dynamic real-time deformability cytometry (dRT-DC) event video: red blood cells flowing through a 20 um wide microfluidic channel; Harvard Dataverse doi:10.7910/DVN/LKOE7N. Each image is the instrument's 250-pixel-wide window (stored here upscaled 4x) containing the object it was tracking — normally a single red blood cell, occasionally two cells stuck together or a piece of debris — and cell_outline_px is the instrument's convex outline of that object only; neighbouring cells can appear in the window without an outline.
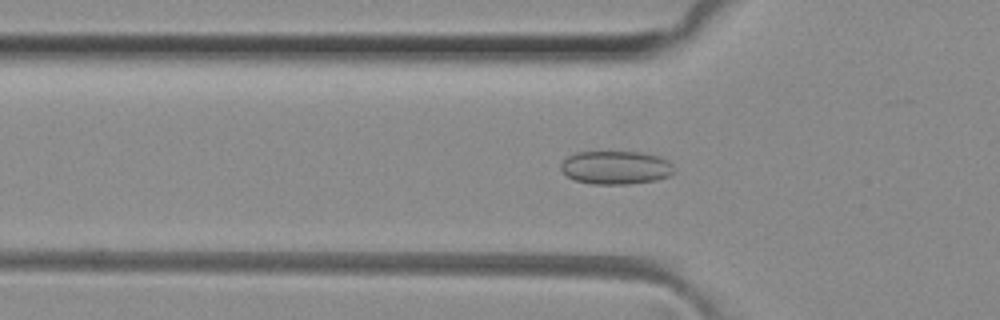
{"species": "common noctule bat (a hibernating species)", "species_latin": "Nyctalus noctula", "temperature_condition": "room temperature", "stored_images_in_passage": 47, "camera_frame_rate_fps": 3000, "um_per_image_px": 0.085, "animal": {"sex": "female", "body_mass_g": 29.2, "forearm_length_mm": 56.3}, "frame": {"image": 1, "passage_image": 13, "time_ms": 4.0, "image_size_px": [1000, 320], "cell_outline_px": [[676, 172], [668, 176], [656, 180], [628, 184], [592, 184], [576, 180], [568, 176], [560, 168], [560, 164], [568, 156], [576, 152], [640, 152], [660, 156], [668, 160], [676, 168]], "centroid_in_image_um": [52.39, 14.24], "position_along_channel_um": 73.4, "area_um2": 22.14}}
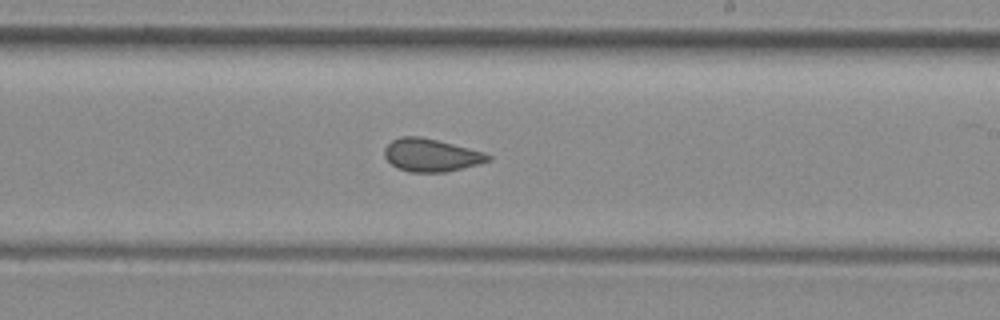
{"frame": {"image": 2, "passage_image": 26, "time_ms": 8.333, "image_size_px": [1000, 320], "cell_outline_px": [[492, 160], [444, 172], [408, 172], [396, 168], [384, 156], [384, 148], [392, 140], [400, 136], [420, 136], [484, 152], [492, 156]], "centroid_in_image_um": [36.6, 13.18], "position_along_channel_um": 252.4, "area_um2": 19.65}}
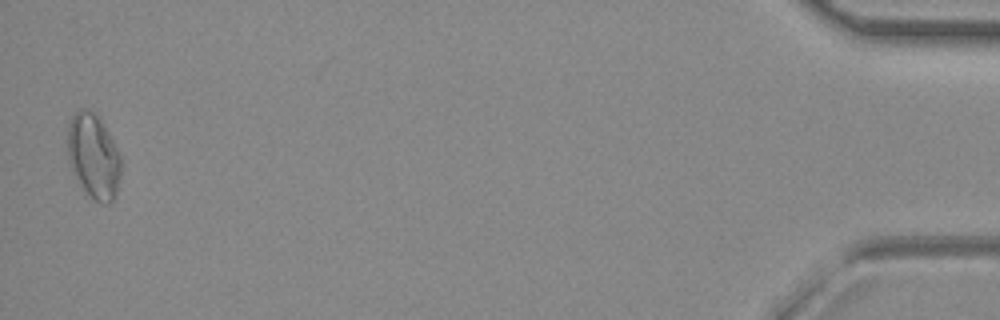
{"frame": {"image": 3, "passage_image": 46, "time_ms": 15.0, "image_size_px": [1000, 320], "cell_outline_px": [[120, 176], [116, 192], [112, 200], [108, 204], [100, 204], [84, 196], [72, 172], [68, 160], [68, 124], [72, 116], [80, 108], [88, 108], [104, 124], [120, 156]], "centroid_in_image_um": [7.91, 13.35], "position_along_channel_um": 427.3, "area_um2": 26.7}, "authors_computed_cell_mechanics": {"area_um2": 20.9236, "velocity_mm_per_s": 4.1194, "shape_relaxation_time_tau1_ms": null, "shape_relaxation_time_tau2_ms": 1.1842, "deformation_change_tau1": null, "deformation_change_tau2": 0.0727}}